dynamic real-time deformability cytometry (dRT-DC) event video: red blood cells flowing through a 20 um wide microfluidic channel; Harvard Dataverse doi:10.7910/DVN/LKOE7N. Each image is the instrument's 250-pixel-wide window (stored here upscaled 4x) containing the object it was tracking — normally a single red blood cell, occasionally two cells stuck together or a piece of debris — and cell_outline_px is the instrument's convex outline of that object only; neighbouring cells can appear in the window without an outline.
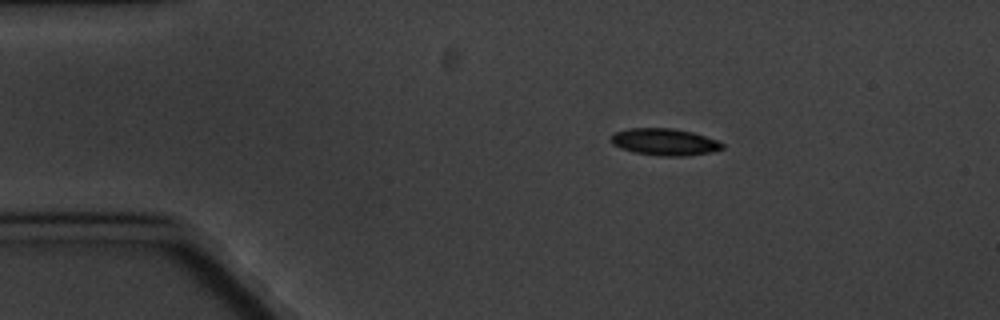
{"species": "common noctule bat (a hibernating species)", "species_latin": "Nyctalus noctula", "temperature_condition": "cold", "stored_images_in_passage": 3, "camera_frame_rate_fps": 3000, "um_per_image_px": 0.085, "animal": {"sex": "male", "body_mass_g": 20.1, "forearm_length_mm": 53.5}, "frame": {"image": 1, "passage_image": 1, "time_ms": 0.0, "image_size_px": [1000, 320], "cell_outline_px": [[724, 148], [712, 152], [684, 156], [660, 156], [636, 152], [620, 148], [612, 144], [612, 132], [628, 128], [672, 128], [692, 132], [720, 140], [724, 144]], "centroid_in_image_um": [56.52, 12.06], "position_along_channel_um": 28.5, "area_um2": 17.57}}